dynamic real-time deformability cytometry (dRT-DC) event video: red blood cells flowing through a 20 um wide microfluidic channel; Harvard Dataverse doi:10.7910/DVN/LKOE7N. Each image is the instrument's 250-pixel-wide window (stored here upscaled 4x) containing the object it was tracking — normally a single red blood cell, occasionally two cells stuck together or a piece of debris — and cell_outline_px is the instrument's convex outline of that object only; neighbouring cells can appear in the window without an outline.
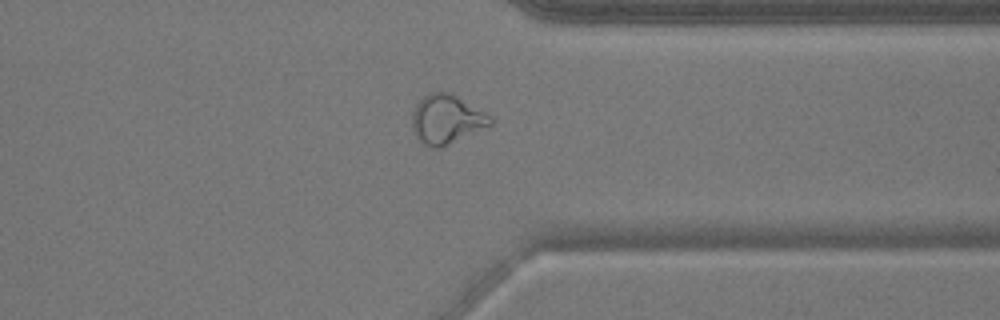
{"species": "common noctule bat (a hibernating species)", "species_latin": "Nyctalus noctula", "temperature_condition": "warm", "stored_images_in_passage": 41, "camera_frame_rate_fps": 3000, "um_per_image_px": 0.085, "animal": {"sex": "male", "body_mass_g": 17.9}, "frame": {"image": 1, "passage_image": 30, "time_ms": 9.667, "image_size_px": [1000, 320], "cell_outline_px": [[492, 124], [440, 148], [432, 148], [424, 144], [416, 136], [412, 128], [412, 112], [416, 104], [428, 92], [448, 92], [456, 96], [492, 116]], "centroid_in_image_um": [37.93, 10.14], "position_along_channel_um": 373.5, "area_um2": 22.08}}
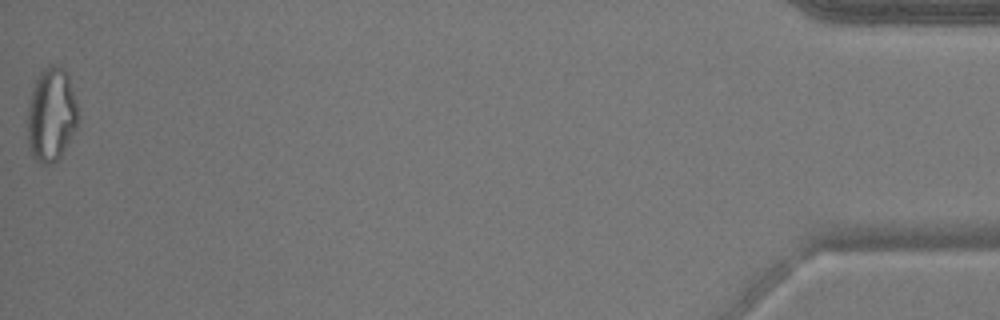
{"frame": {"image": 2, "passage_image": 41, "time_ms": 13.333, "image_size_px": [1000, 320], "cell_outline_px": [[76, 128], [60, 156], [52, 164], [44, 164], [36, 160], [32, 156], [28, 144], [28, 104], [32, 88], [40, 72], [44, 68], [52, 64], [60, 64], [68, 76], [76, 100]], "centroid_in_image_um": [4.33, 9.73], "position_along_channel_um": 430.9, "area_um2": 27.34}}